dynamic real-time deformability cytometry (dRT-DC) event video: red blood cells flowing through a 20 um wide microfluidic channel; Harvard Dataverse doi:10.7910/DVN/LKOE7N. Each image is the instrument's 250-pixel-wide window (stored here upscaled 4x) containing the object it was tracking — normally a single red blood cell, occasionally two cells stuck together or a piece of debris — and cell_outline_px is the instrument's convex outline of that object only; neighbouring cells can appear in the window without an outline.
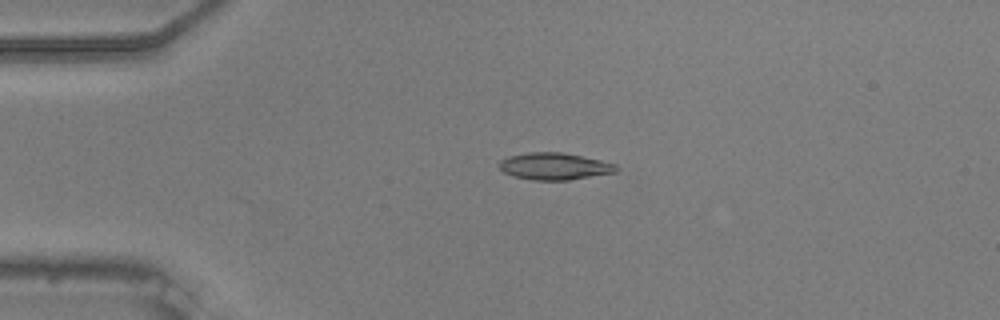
{"species": "common noctule bat (a hibernating species)", "species_latin": "Nyctalus noctula", "temperature_condition": "warm", "stored_images_in_passage": 44, "camera_frame_rate_fps": 3000, "um_per_image_px": 0.085, "animal": {"sex": "male", "body_mass_g": 20.5, "forearm_length_mm": 52.5}, "frame": {"image": 1, "passage_image": 2, "time_ms": 0.333, "image_size_px": [1000, 320], "cell_outline_px": [[616, 172], [568, 180], [532, 180], [512, 176], [504, 172], [500, 168], [500, 160], [508, 156], [528, 152], [560, 152], [600, 160], [616, 164]], "centroid_in_image_um": [47.09, 14.13], "position_along_channel_um": 37.9, "area_um2": 18.21}}
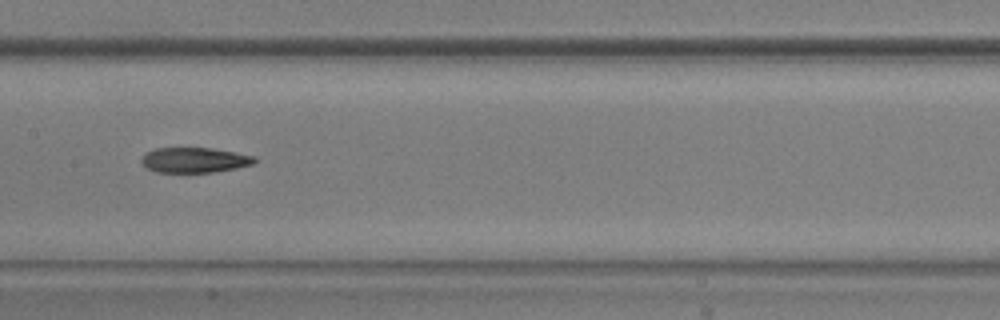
{"frame": {"image": 2, "passage_image": 17, "time_ms": 5.333, "image_size_px": [1000, 320], "cell_outline_px": [[256, 160], [252, 164], [236, 168], [212, 172], [156, 172], [148, 168], [140, 160], [144, 152], [156, 148], [212, 148], [236, 152], [256, 156]], "centroid_in_image_um": [16.52, 13.59], "position_along_channel_um": 190.9, "area_um2": 16.59}}
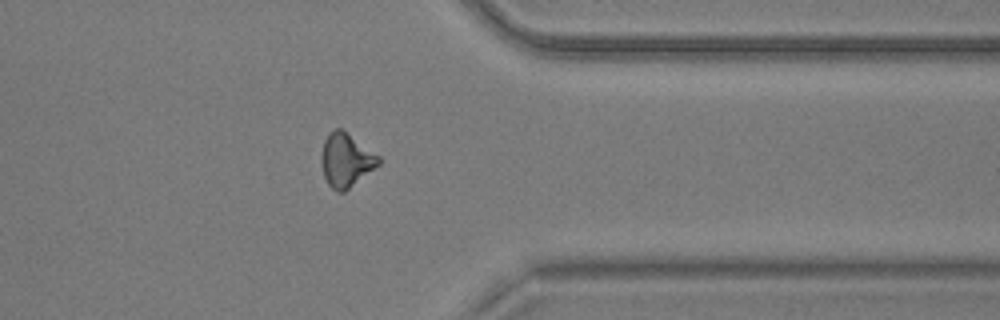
{"frame": {"image": 3, "passage_image": 33, "time_ms": 10.667, "image_size_px": [1000, 320], "cell_outline_px": [[380, 164], [344, 192], [336, 192], [328, 184], [324, 176], [320, 160], [320, 156], [324, 140], [328, 132], [336, 128], [340, 128], [380, 156]], "centroid_in_image_um": [29.39, 13.61], "position_along_channel_um": 382.0, "area_um2": 17.86}, "authors_computed_cell_mechanics": {"area_um2": 17.4845, "velocity_mm_per_s": 3.7324, "shape_relaxation_time_tau1_ms": null, "shape_relaxation_time_tau2_ms": 5.3545, "deformation_change_tau1": null, "deformation_change_tau2": 0.1581}}